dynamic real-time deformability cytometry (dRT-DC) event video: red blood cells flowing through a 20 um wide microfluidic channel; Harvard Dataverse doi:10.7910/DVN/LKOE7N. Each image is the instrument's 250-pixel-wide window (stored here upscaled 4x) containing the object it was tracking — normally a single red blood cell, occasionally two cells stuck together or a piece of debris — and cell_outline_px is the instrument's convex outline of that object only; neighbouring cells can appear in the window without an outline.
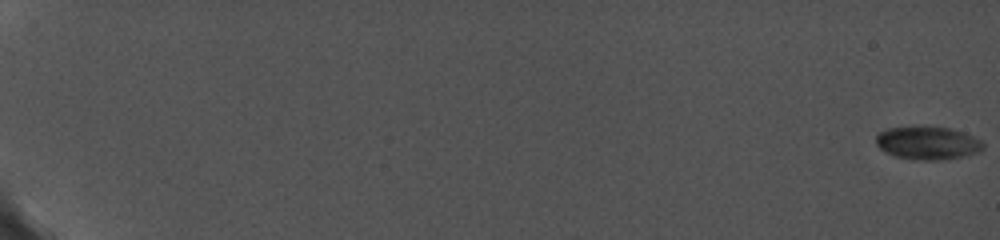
{"species": "common noctule bat (a hibernating species)", "species_latin": "Nyctalus noctula", "temperature_condition": "cold", "stored_images_in_passage": 78, "camera_frame_rate_fps": 5000, "um_per_image_px": 0.085, "animal": {"sex": "female", "body_mass_g": 19.0, "forearm_length_mm": 56.7}, "frame": {"image": 1, "passage_image": 1, "time_ms": 0.0, "image_size_px": [1000, 240], "cell_outline_px": [[984, 148], [976, 152], [960, 156], [940, 160], [920, 160], [896, 156], [880, 148], [876, 144], [876, 136], [880, 132], [888, 128], [924, 124], [948, 128], [964, 132], [980, 140], [984, 144]], "centroid_in_image_um": [78.83, 12.11], "position_along_channel_um": 6.2, "area_um2": 20.75}}
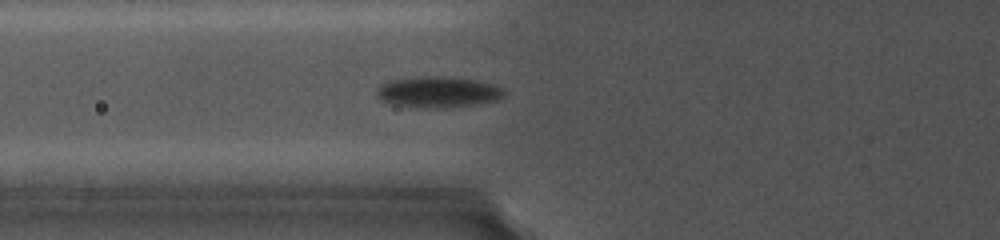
{"frame": {"image": 2, "passage_image": 45, "time_ms": 8.6, "image_size_px": [1000, 240], "cell_outline_px": [[504, 92], [496, 100], [448, 108], [428, 108], [396, 104], [384, 100], [376, 92], [384, 84], [400, 80], [468, 80], [488, 84], [500, 88]], "centroid_in_image_um": [37.27, 7.91], "position_along_channel_um": 88.5, "area_um2": 20.35}}
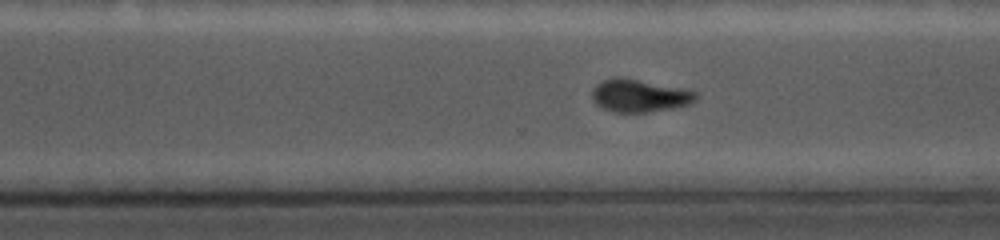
{"frame": {"image": 3, "passage_image": 71, "time_ms": 14.6, "image_size_px": [1000, 240], "cell_outline_px": [[696, 96], [688, 104], [644, 112], [616, 112], [604, 108], [596, 104], [592, 96], [592, 92], [596, 84], [604, 80], [616, 76], [620, 76], [696, 92]], "centroid_in_image_um": [54.25, 8.12], "position_along_channel_um": 316.4, "area_um2": 18.96}}